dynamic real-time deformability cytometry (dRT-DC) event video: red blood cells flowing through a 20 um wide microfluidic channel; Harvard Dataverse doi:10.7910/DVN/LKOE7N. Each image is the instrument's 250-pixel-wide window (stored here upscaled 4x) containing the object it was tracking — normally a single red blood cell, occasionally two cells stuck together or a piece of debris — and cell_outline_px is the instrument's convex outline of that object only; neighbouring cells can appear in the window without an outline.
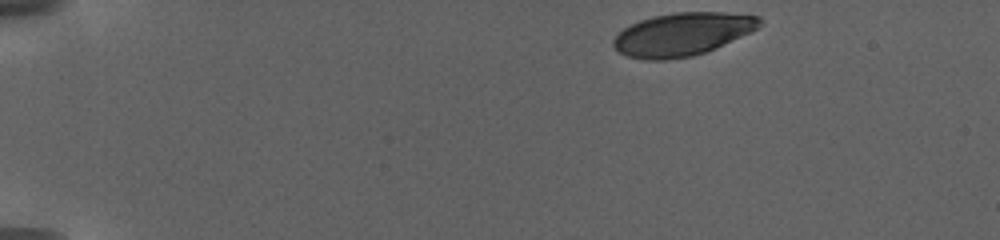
{"species": "human", "species_latin": "Homo sapiens", "temperature_condition": "warm", "stored_images_in_passage": 64, "camera_frame_rate_fps": 3000, "um_per_image_px": 0.085, "donor": {"sex": "female"}, "frame": {"image": 1, "passage_image": 1, "time_ms": 0.0, "image_size_px": [1000, 240], "cell_outline_px": [[764, 24], [748, 32], [704, 52], [692, 56], [664, 60], [648, 60], [628, 56], [620, 52], [612, 44], [612, 40], [624, 28], [640, 20], [652, 16], [676, 12], [724, 12], [760, 16], [764, 20]], "centroid_in_image_um": [57.99, 2.89], "position_along_channel_um": 27.0, "area_um2": 36.18}}
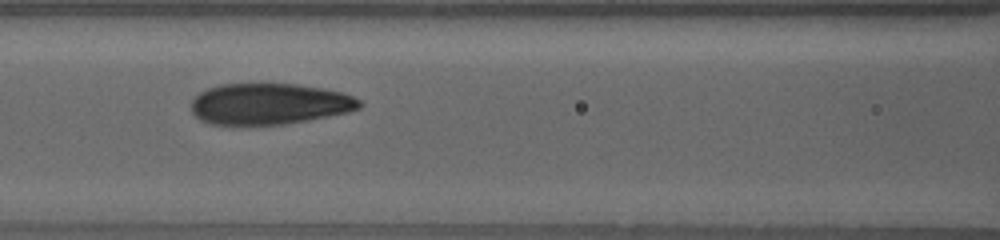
{"frame": {"image": 2, "passage_image": 26, "time_ms": 7.667, "image_size_px": [1000, 240], "cell_outline_px": [[364, 104], [360, 108], [348, 112], [308, 120], [284, 124], [212, 124], [200, 120], [192, 112], [192, 100], [200, 92], [208, 88], [220, 84], [296, 84], [324, 88], [340, 92], [352, 96], [360, 100]], "centroid_in_image_um": [22.91, 8.82], "position_along_channel_um": 143.7, "area_um2": 40.17}}
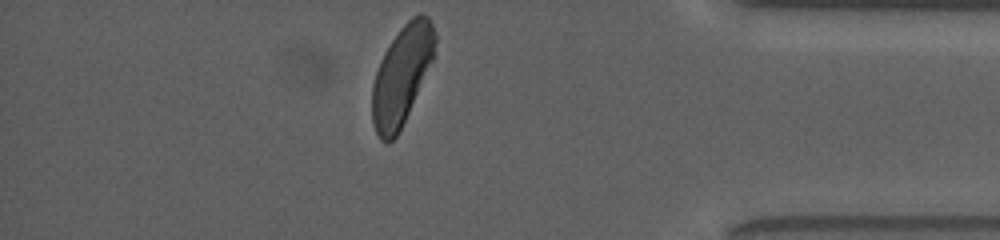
{"frame": {"image": 3, "passage_image": 64, "time_ms": 17.333, "image_size_px": [1000, 240], "cell_outline_px": [[436, 40], [432, 60], [408, 112], [396, 136], [392, 140], [380, 140], [376, 132], [372, 120], [372, 84], [380, 60], [384, 52], [400, 28], [412, 16], [420, 12], [428, 16], [432, 24], [436, 36]], "centroid_in_image_um": [34.13, 6.34], "position_along_channel_um": 401.1, "area_um2": 35.43}, "authors_computed_cell_mechanics": {"area_um2": 40.0843, "velocity_mm_per_s": 2.9192, "shape_relaxation_time_tau1_ms": 4.9057, "shape_relaxation_time_tau2_ms": 0.9035, "deformation_change_tau1": 0.1667, "deformation_change_tau2": 0.0673}}